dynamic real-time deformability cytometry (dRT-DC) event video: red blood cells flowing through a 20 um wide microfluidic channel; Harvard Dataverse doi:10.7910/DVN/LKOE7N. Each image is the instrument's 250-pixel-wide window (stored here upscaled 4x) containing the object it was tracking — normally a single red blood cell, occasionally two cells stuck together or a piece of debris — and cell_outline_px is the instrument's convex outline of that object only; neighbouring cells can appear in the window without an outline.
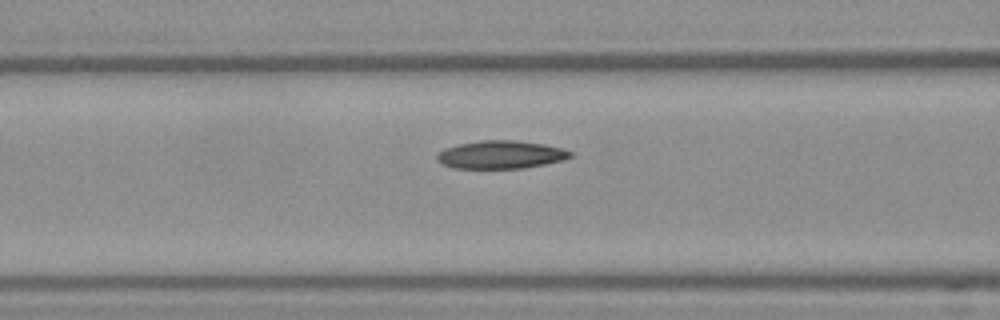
{"species": "Egyptian fruit bat (a non-hibernating species)", "species_latin": "Rousettus aegyptiacus", "temperature_condition": "warm", "stored_images_in_passage": 29, "camera_frame_rate_fps": 3000, "um_per_image_px": 0.085, "frame": {"image": 1, "passage_image": 11, "time_ms": 3.333, "image_size_px": [1000, 320], "cell_outline_px": [[572, 156], [564, 160], [524, 168], [452, 168], [436, 160], [436, 156], [444, 148], [460, 144], [480, 140], [516, 140], [544, 144], [560, 148], [572, 152]], "centroid_in_image_um": [42.56, 13.14], "position_along_channel_um": 124.0, "area_um2": 21.68}}
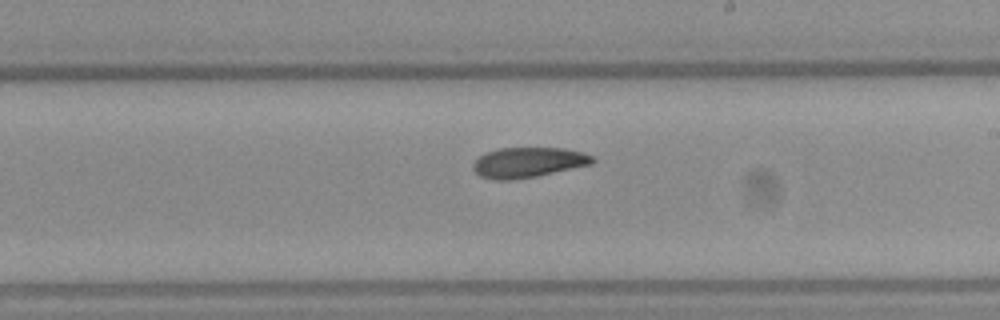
{"frame": {"image": 2, "passage_image": 19, "time_ms": 6.0, "image_size_px": [1000, 320], "cell_outline_px": [[596, 160], [592, 164], [536, 176], [512, 180], [492, 180], [480, 176], [472, 168], [472, 164], [484, 152], [500, 148], [564, 148], [584, 152], [592, 156]], "centroid_in_image_um": [44.88, 13.8], "position_along_channel_um": 244.1, "area_um2": 21.1}}
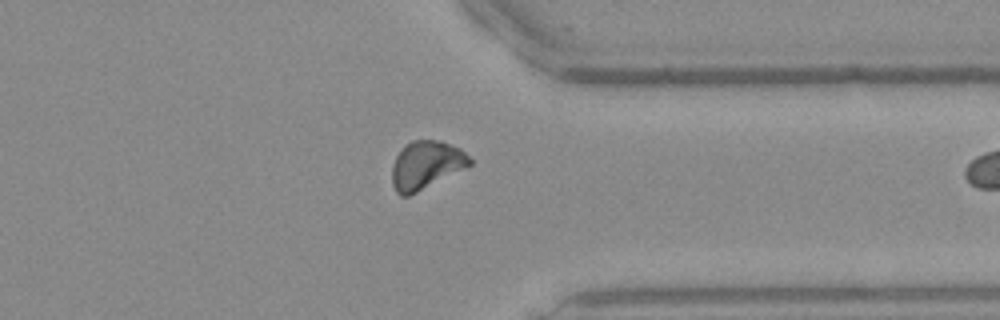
{"frame": {"image": 3, "passage_image": 28, "time_ms": 9.0, "image_size_px": [1000, 320], "cell_outline_px": [[472, 164], [408, 196], [400, 196], [396, 192], [392, 184], [392, 164], [396, 156], [404, 144], [412, 140], [440, 140], [460, 148], [472, 160]], "centroid_in_image_um": [36.18, 14.01], "position_along_channel_um": 375.2, "area_um2": 21.62}}